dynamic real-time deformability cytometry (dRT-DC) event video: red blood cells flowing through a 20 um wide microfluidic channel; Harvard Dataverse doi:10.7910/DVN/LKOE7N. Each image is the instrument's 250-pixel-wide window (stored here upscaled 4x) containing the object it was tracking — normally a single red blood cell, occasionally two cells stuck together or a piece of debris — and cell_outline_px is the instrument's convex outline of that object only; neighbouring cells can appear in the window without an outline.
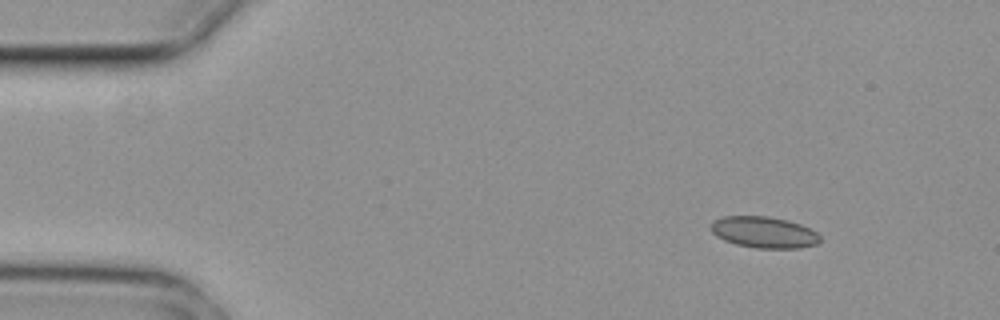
{"species": "common noctule bat (a hibernating species)", "species_latin": "Nyctalus noctula", "temperature_condition": "cold", "stored_images_in_passage": 4, "camera_frame_rate_fps": 3000, "um_per_image_px": 0.085, "animal": {"sex": "female", "body_mass_g": 29.2, "forearm_length_mm": 56.3}, "frame": {"image": 1, "passage_image": 1, "time_ms": 0.0, "image_size_px": [1000, 320], "cell_outline_px": [[820, 240], [816, 244], [800, 248], [756, 248], [736, 244], [724, 240], [716, 236], [712, 232], [712, 220], [724, 216], [768, 216], [788, 220], [800, 224], [816, 232], [820, 236]], "centroid_in_image_um": [64.93, 19.74], "position_along_channel_um": 20.1, "area_um2": 19.88}}
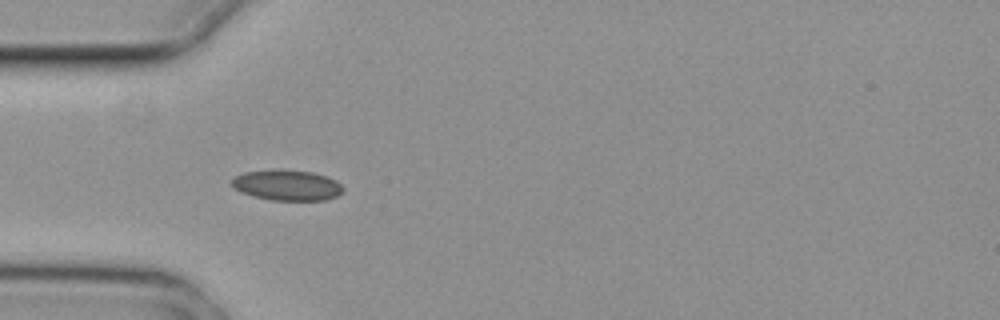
{"frame": {"image": 2, "passage_image": 3, "time_ms": 0.667, "image_size_px": [1000, 320], "cell_outline_px": [[344, 192], [328, 200], [272, 200], [252, 196], [240, 192], [232, 188], [232, 180], [236, 176], [244, 172], [312, 172], [328, 176], [336, 180], [344, 188]], "centroid_in_image_um": [24.45, 15.79], "position_along_channel_um": 60.6, "area_um2": 19.25}}
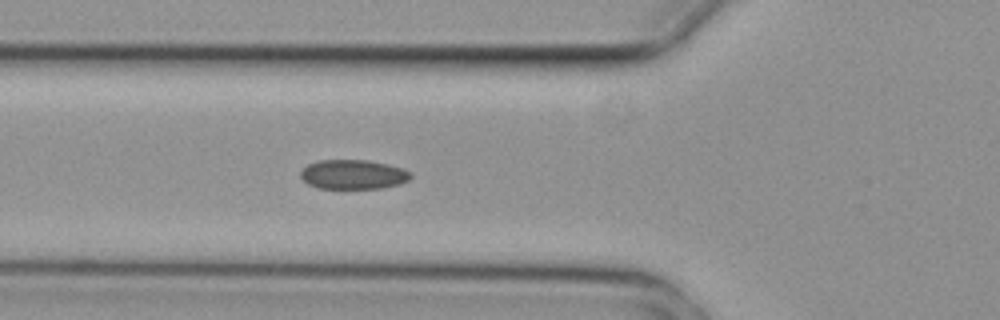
{"frame": {"image": 3, "passage_image": 4, "time_ms": 1.0, "image_size_px": [1000, 320], "cell_outline_px": [[412, 176], [408, 180], [400, 184], [380, 188], [316, 188], [308, 184], [300, 176], [300, 172], [308, 164], [320, 160], [368, 160], [388, 164], [404, 168], [412, 172]], "centroid_in_image_um": [30.05, 14.82], "position_along_channel_um": 95.8, "area_um2": 18.96}}